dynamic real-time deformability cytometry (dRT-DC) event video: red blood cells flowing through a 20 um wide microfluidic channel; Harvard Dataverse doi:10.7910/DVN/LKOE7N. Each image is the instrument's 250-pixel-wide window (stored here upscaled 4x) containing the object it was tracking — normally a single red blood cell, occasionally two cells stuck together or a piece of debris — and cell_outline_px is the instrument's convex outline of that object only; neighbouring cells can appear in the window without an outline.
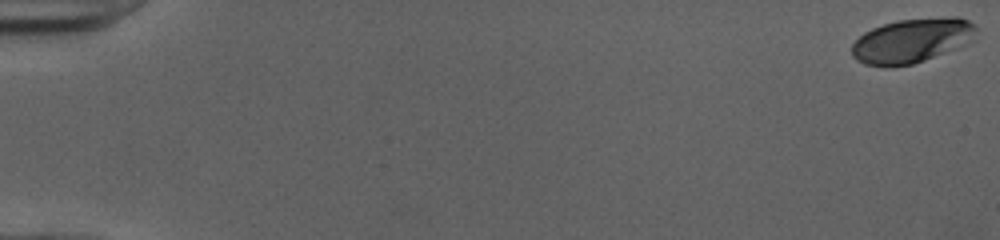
{"species": "human", "species_latin": "Homo sapiens", "temperature_condition": "cold", "stored_images_in_passage": 53, "camera_frame_rate_fps": 3000, "um_per_image_px": 0.085, "donor": {"sex": "female"}, "frame": {"image": 1, "passage_image": 1, "time_ms": 0.0, "image_size_px": [1000, 240], "cell_outline_px": [[976, 40], [968, 44], [924, 60], [912, 64], [864, 64], [856, 60], [852, 56], [852, 44], [864, 32], [872, 28], [884, 24], [900, 20], [952, 16], [956, 16], [968, 20], [976, 28]], "centroid_in_image_um": [77.57, 3.42], "position_along_channel_um": 7.4, "area_um2": 31.79}}
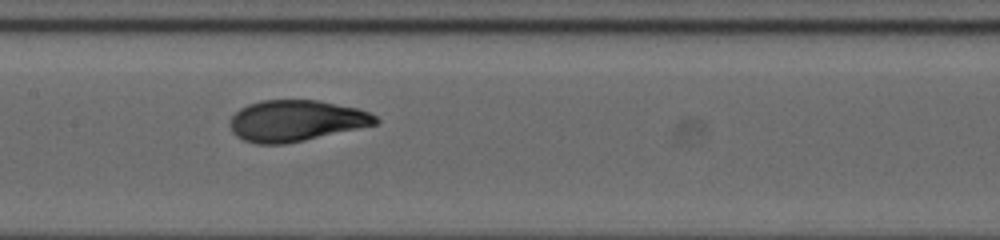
{"frame": {"image": 2, "passage_image": 28, "time_ms": 9.0, "image_size_px": [1000, 240], "cell_outline_px": [[380, 120], [376, 124], [304, 140], [284, 144], [256, 144], [244, 140], [236, 136], [232, 132], [232, 116], [240, 108], [248, 104], [260, 100], [316, 100], [356, 108], [368, 112], [376, 116]], "centroid_in_image_um": [25.14, 10.26], "position_along_channel_um": 182.3, "area_um2": 34.51}}
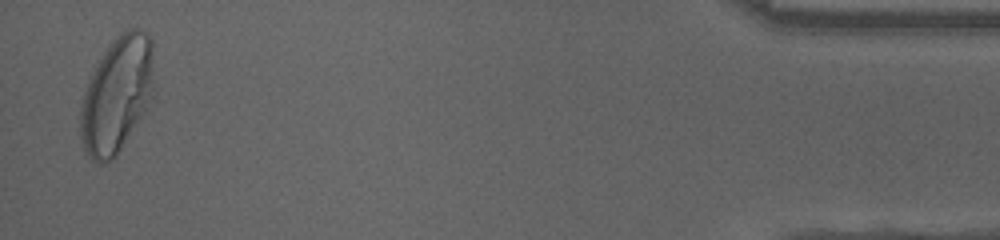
{"frame": {"image": 3, "passage_image": 52, "time_ms": 17.0, "image_size_px": [1000, 240], "cell_outline_px": [[156, 96], [116, 156], [112, 160], [104, 164], [96, 164], [88, 156], [84, 148], [80, 136], [80, 108], [84, 92], [104, 52], [116, 36], [128, 28], [140, 28], [148, 32], [152, 40]], "centroid_in_image_um": [10.0, 8.06], "position_along_channel_um": 425.2, "area_um2": 50.52}, "authors_computed_cell_mechanics": {"area_um2": 34.6222, "velocity_mm_per_s": 3.9929, "shape_relaxation_time_tau1_ms": 4.5411, "shape_relaxation_time_tau2_ms": null, "deformation_change_tau1": 0.1992, "deformation_change_tau2": null}}